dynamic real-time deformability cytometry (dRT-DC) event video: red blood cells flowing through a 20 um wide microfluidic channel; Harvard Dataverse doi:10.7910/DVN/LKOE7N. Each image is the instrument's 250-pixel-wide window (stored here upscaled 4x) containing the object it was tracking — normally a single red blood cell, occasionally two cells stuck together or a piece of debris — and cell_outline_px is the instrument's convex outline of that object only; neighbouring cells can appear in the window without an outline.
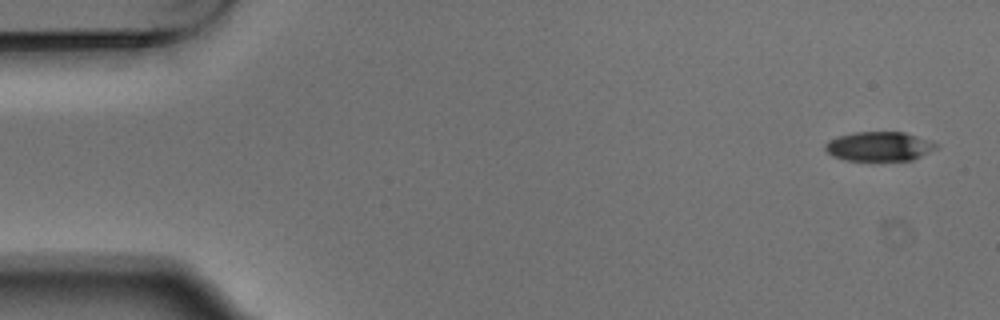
{"species": "Egyptian fruit bat (a non-hibernating species)", "species_latin": "Rousettus aegyptiacus", "temperature_condition": "warm", "stored_images_in_passage": 3, "camera_frame_rate_fps": 3000, "um_per_image_px": 0.085, "animal": {"sex": "male"}, "frame": {"image": 1, "passage_image": 1, "time_ms": 0.0, "image_size_px": [1000, 320], "cell_outline_px": [[936, 148], [912, 160], [844, 160], [832, 156], [824, 148], [824, 144], [828, 140], [852, 132], [904, 132], [932, 140], [936, 144]], "centroid_in_image_um": [74.7, 12.43], "position_along_channel_um": 10.3, "area_um2": 18.9}}